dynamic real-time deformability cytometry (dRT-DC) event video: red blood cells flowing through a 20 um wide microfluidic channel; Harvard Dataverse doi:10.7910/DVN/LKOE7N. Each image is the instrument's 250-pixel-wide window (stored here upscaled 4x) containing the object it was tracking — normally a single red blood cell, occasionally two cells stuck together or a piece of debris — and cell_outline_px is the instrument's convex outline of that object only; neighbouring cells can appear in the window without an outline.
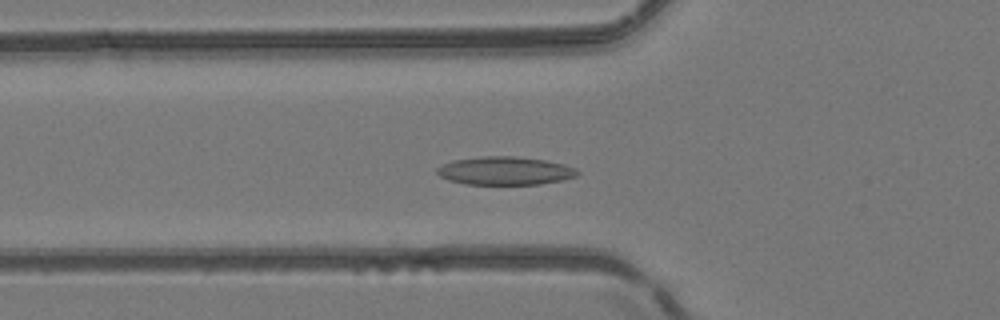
{"species": "common noctule bat (a hibernating species)", "species_latin": "Nyctalus noctula", "temperature_condition": "room temperature", "stored_images_in_passage": 49, "camera_frame_rate_fps": 3000, "um_per_image_px": 0.085, "animal": {"sex": "female", "body_mass_g": 24.6, "forearm_length_mm": 56.2}, "frame": {"image": 1, "passage_image": 17, "time_ms": 5.333, "image_size_px": [1000, 320], "cell_outline_px": [[580, 172], [576, 176], [560, 180], [540, 184], [464, 184], [448, 180], [440, 176], [436, 172], [436, 168], [452, 160], [484, 156], [516, 156], [544, 160], [564, 164], [576, 168]], "centroid_in_image_um": [42.91, 14.51], "position_along_channel_um": 82.9, "area_um2": 23.06}}
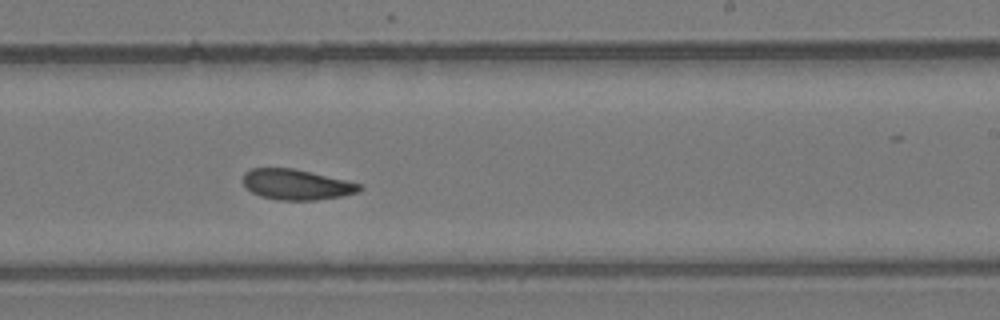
{"frame": {"image": 2, "passage_image": 30, "time_ms": 9.667, "image_size_px": [1000, 320], "cell_outline_px": [[364, 188], [360, 192], [344, 196], [316, 200], [276, 200], [260, 196], [252, 192], [244, 184], [244, 172], [252, 168], [292, 168], [344, 180], [360, 184]], "centroid_in_image_um": [25.22, 15.7], "position_along_channel_um": 263.8, "area_um2": 20.58}}
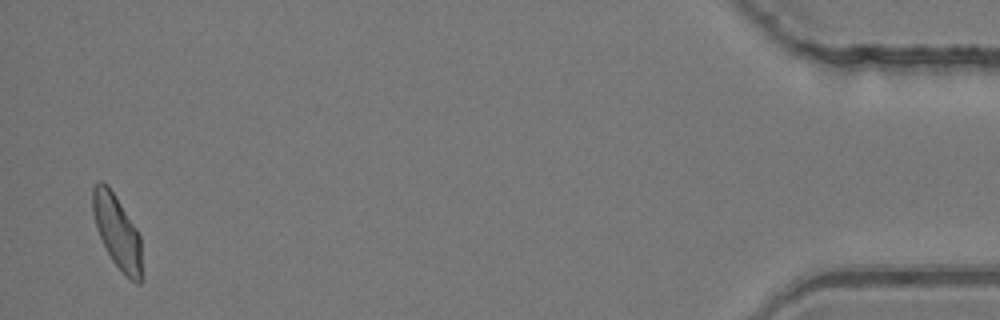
{"frame": {"image": 3, "passage_image": 48, "time_ms": 15.667, "image_size_px": [1000, 320], "cell_outline_px": [[144, 280], [140, 284], [136, 284], [112, 260], [96, 228], [92, 212], [92, 188], [100, 180], [108, 184], [136, 228], [140, 236]], "centroid_in_image_um": [9.99, 19.71], "position_along_channel_um": 425.2, "area_um2": 21.1}, "authors_computed_cell_mechanics": {"area_um2": 21.386, "velocity_mm_per_s": 4.1694, "shape_relaxation_time_tau1_ms": 11.3284, "shape_relaxation_time_tau2_ms": 8.6136, "deformation_change_tau1": 0.2061, "deformation_change_tau2": 0.1365}}